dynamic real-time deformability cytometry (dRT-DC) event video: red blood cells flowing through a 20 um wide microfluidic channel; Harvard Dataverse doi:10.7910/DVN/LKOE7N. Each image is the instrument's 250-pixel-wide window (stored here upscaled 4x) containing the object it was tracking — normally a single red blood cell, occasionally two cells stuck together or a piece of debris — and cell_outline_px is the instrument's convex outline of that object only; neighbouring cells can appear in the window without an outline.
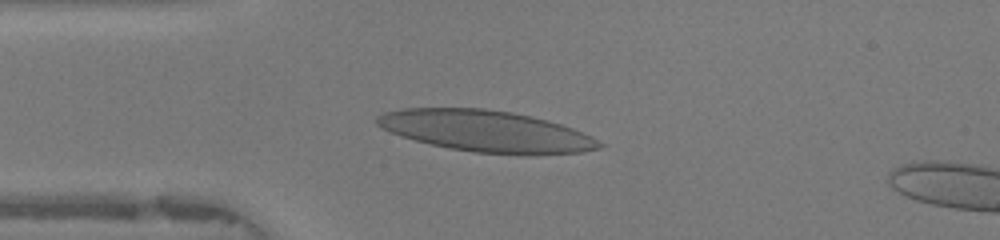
{"species": "human", "species_latin": "Homo sapiens", "temperature_condition": "warm", "stored_images_in_passage": 45, "camera_frame_rate_fps": 3000, "um_per_image_px": 0.085, "donor": {"sex": "female"}, "frame": {"image": 1, "passage_image": 9, "time_ms": 2.667, "image_size_px": [1000, 240], "cell_outline_px": [[604, 144], [600, 148], [580, 152], [532, 156], [476, 152], [448, 148], [400, 136], [380, 128], [376, 124], [376, 116], [384, 112], [400, 108], [484, 108], [512, 112], [532, 116], [548, 120], [572, 128], [592, 136]], "centroid_in_image_um": [41.33, 11.15], "position_along_channel_um": 43.7, "area_um2": 53.99}}
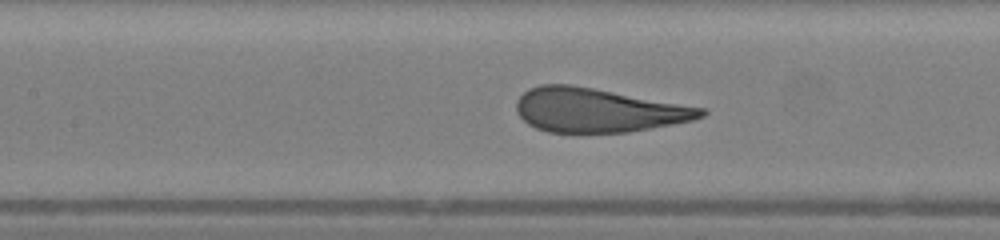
{"frame": {"image": 2, "passage_image": 18, "time_ms": 5.667, "image_size_px": [1000, 240], "cell_outline_px": [[708, 112], [704, 116], [692, 120], [672, 124], [628, 132], [548, 132], [536, 128], [528, 124], [516, 112], [516, 100], [528, 88], [540, 84], [568, 84], [592, 88], [704, 108]], "centroid_in_image_um": [50.77, 9.36], "position_along_channel_um": 156.6, "area_um2": 46.93}}
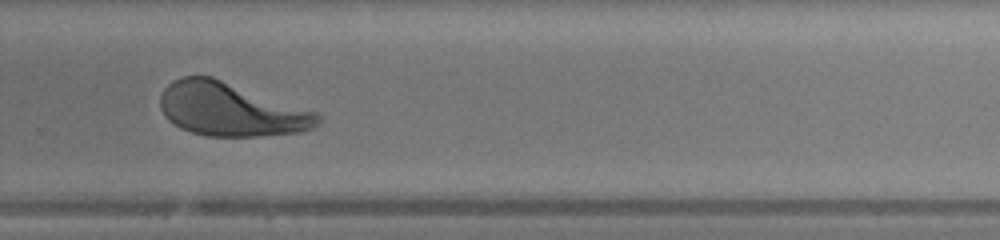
{"frame": {"image": 3, "passage_image": 29, "time_ms": 9.333, "image_size_px": [1000, 240], "cell_outline_px": [[320, 120], [312, 128], [300, 132], [260, 136], [208, 136], [192, 132], [180, 128], [168, 120], [164, 116], [160, 108], [160, 96], [164, 88], [172, 80], [184, 76], [212, 76], [320, 112]], "centroid_in_image_um": [19.62, 9.29], "position_along_channel_um": 310.2, "area_um2": 49.42}}